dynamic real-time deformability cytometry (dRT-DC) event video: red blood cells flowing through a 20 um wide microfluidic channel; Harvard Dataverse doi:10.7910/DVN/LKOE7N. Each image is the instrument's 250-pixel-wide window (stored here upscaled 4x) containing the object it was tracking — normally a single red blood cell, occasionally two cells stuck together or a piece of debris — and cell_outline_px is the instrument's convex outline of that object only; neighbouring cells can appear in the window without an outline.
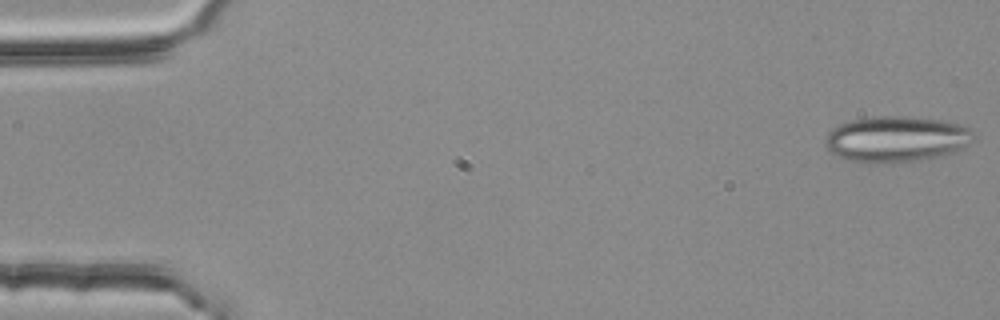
{"species": "common noctule bat (a hibernating species)", "species_latin": "Nyctalus noctula", "temperature_condition": "room temperature", "stored_images_in_passage": 54, "camera_frame_rate_fps": 3000, "um_per_image_px": 0.085, "animal": {"sex": "female", "body_mass_g": 25.1}, "frame": {"image": 1, "passage_image": 1, "time_ms": 0.0, "image_size_px": [1000, 320], "cell_outline_px": [[976, 140], [952, 152], [892, 164], [884, 164], [848, 160], [832, 152], [824, 144], [824, 140], [828, 132], [832, 128], [840, 124], [856, 120], [876, 116], [904, 116], [940, 120], [972, 128], [976, 136]], "centroid_in_image_um": [76.19, 11.81], "position_along_channel_um": 8.8, "area_um2": 39.25}}
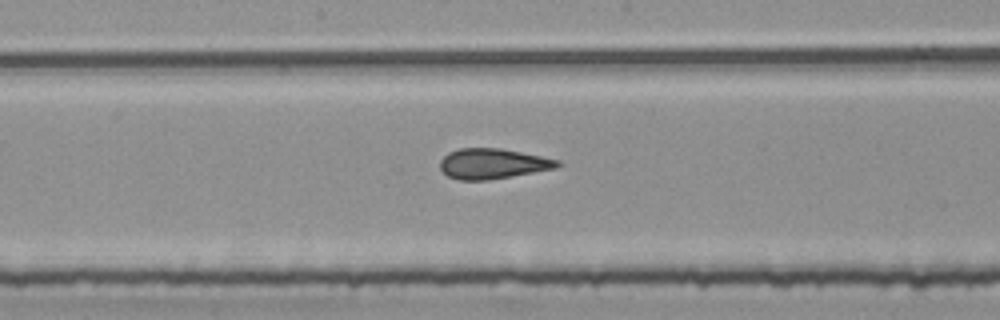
{"frame": {"image": 2, "passage_image": 28, "time_ms": 9.0, "image_size_px": [1000, 320], "cell_outline_px": [[564, 164], [556, 168], [512, 176], [488, 180], [460, 180], [448, 176], [440, 168], [440, 160], [448, 152], [460, 148], [500, 148], [560, 160]], "centroid_in_image_um": [41.89, 13.91], "position_along_channel_um": 206.3, "area_um2": 20.69}}
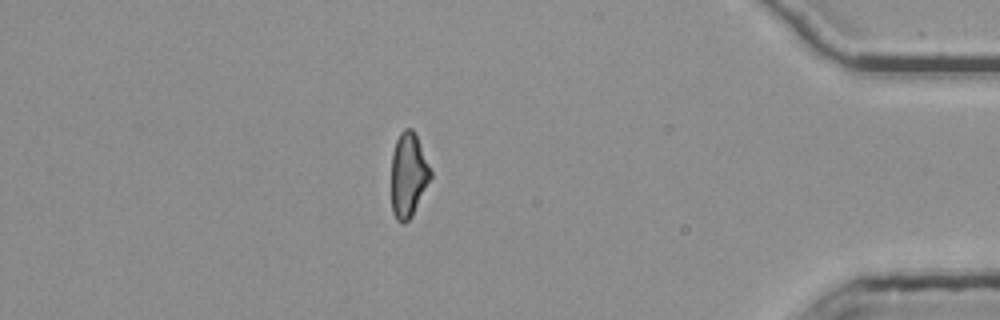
{"frame": {"image": 3, "passage_image": 47, "time_ms": 15.333, "image_size_px": [1000, 320], "cell_outline_px": [[432, 176], [412, 216], [404, 224], [400, 224], [396, 220], [392, 212], [392, 152], [396, 140], [400, 132], [404, 128], [412, 128], [416, 136], [432, 172]], "centroid_in_image_um": [34.7, 14.9], "position_along_channel_um": 400.5, "area_um2": 19.25}, "authors_computed_cell_mechanics": {"area_um2": 20.8947, "velocity_mm_per_s": 3.7543, "shape_relaxation_time_tau1_ms": null, "shape_relaxation_time_tau2_ms": 1.8472, "deformation_change_tau1": null, "deformation_change_tau2": 0.1032}}